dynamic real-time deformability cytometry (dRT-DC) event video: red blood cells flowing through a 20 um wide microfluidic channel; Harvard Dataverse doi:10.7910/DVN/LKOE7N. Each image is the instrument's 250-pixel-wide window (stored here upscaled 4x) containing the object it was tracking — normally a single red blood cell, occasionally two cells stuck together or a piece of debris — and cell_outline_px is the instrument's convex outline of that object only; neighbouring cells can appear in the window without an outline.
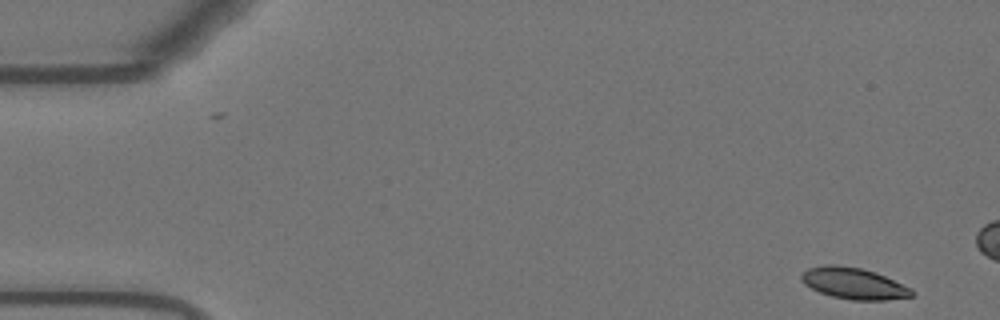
{"species": "Egyptian fruit bat (a non-hibernating species)", "species_latin": "Rousettus aegyptiacus", "temperature_condition": "warm", "stored_images_in_passage": 15, "camera_frame_rate_fps": 3000, "um_per_image_px": 0.085, "animal": {"sex": "female"}, "frame": {"image": 1, "passage_image": 1, "time_ms": 0.0, "image_size_px": [1000, 320], "cell_outline_px": [[916, 296], [884, 300], [852, 300], [832, 296], [820, 292], [804, 284], [800, 280], [800, 276], [808, 268], [828, 264], [832, 264], [860, 268], [884, 276], [912, 288], [916, 292]], "centroid_in_image_um": [72.59, 24.1], "position_along_channel_um": 12.4, "area_um2": 20.06}}